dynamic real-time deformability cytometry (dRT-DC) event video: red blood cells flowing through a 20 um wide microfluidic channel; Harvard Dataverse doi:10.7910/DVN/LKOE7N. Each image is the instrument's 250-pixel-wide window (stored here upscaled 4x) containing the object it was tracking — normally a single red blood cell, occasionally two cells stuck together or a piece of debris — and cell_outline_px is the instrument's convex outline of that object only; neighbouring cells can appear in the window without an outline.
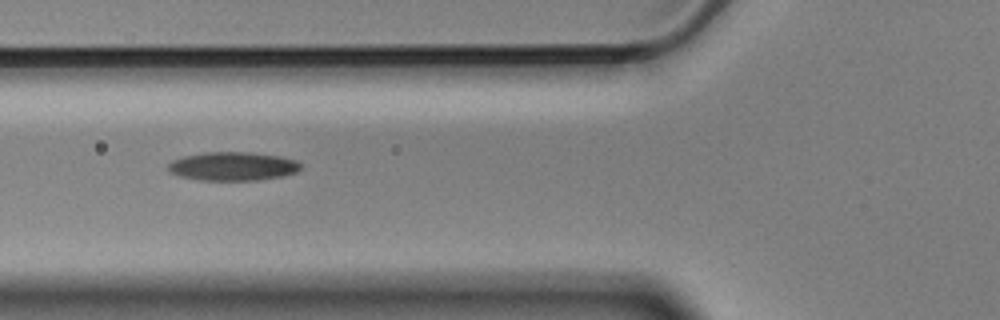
{"species": "Egyptian fruit bat (a non-hibernating species)", "species_latin": "Rousettus aegyptiacus", "temperature_condition": "cold", "stored_images_in_passage": 15, "camera_frame_rate_fps": 3000, "um_per_image_px": 0.085, "animal": {"sex": "male"}, "frame": {"image": 1, "passage_image": 5, "time_ms": 1.333, "image_size_px": [1000, 320], "cell_outline_px": [[304, 164], [296, 172], [280, 176], [256, 180], [200, 180], [180, 176], [172, 172], [168, 168], [168, 164], [172, 160], [184, 156], [204, 152], [252, 152], [280, 156], [296, 160]], "centroid_in_image_um": [19.81, 14.12], "position_along_channel_um": 106.0, "area_um2": 22.08}}
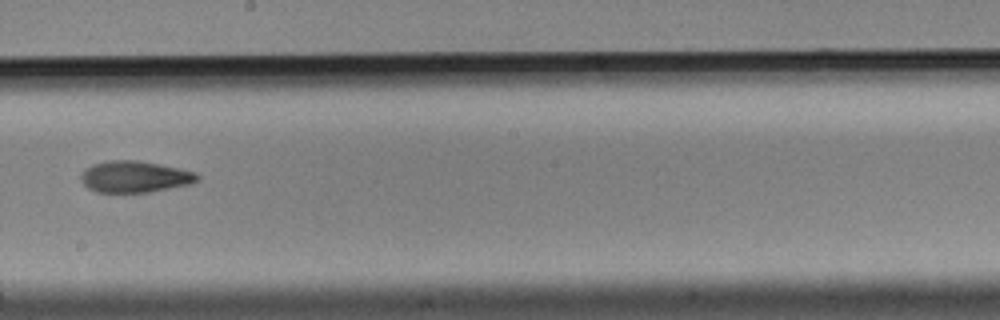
{"frame": {"image": 2, "passage_image": 8, "time_ms": 2.333, "image_size_px": [1000, 320], "cell_outline_px": [[200, 180], [192, 184], [148, 192], [96, 192], [88, 188], [80, 180], [80, 176], [84, 168], [92, 164], [108, 160], [140, 160], [180, 168], [196, 172], [200, 176]], "centroid_in_image_um": [11.47, 15.01], "position_along_channel_um": 236.7, "area_um2": 21.68}}
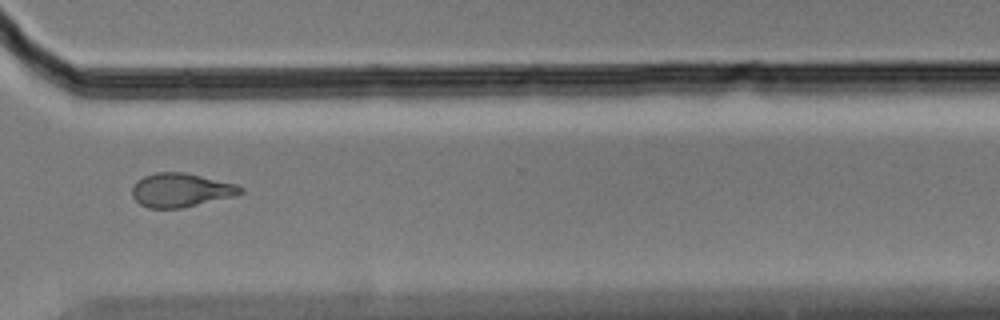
{"frame": {"image": 3, "passage_image": 11, "time_ms": 3.333, "image_size_px": [1000, 320], "cell_outline_px": [[244, 192], [236, 196], [180, 208], [148, 208], [140, 204], [132, 196], [132, 188], [144, 176], [156, 172], [184, 172], [236, 184], [244, 188]], "centroid_in_image_um": [15.4, 16.16], "position_along_channel_um": 355.2, "area_um2": 21.21}}